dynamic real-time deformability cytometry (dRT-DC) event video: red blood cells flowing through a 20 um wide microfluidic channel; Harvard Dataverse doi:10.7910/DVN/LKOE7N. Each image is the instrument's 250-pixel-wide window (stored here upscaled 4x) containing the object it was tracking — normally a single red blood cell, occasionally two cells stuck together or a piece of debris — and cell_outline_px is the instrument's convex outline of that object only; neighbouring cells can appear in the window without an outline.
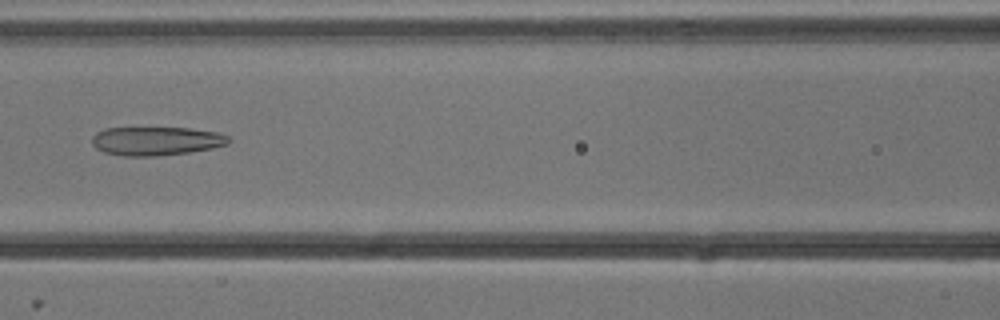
{"species": "common noctule bat (a hibernating species)", "species_latin": "Nyctalus noctula", "temperature_condition": "cold", "stored_images_in_passage": 6, "camera_frame_rate_fps": 3000, "um_per_image_px": 0.085, "animal": {"sex": "male", "body_mass_g": 13.3}, "frame": {"image": 1, "passage_image": 6, "time_ms": 1.667, "image_size_px": [1000, 320], "cell_outline_px": [[232, 140], [228, 144], [212, 148], [188, 152], [156, 156], [124, 156], [104, 152], [96, 148], [92, 144], [92, 136], [96, 132], [104, 128], [188, 128], [220, 132], [228, 136]], "centroid_in_image_um": [13.28, 11.98], "position_along_channel_um": 153.3, "area_um2": 22.95}}